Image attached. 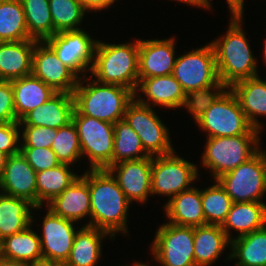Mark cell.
<instances>
[{
	"instance_id": "23",
	"label": "cell",
	"mask_w": 266,
	"mask_h": 266,
	"mask_svg": "<svg viewBox=\"0 0 266 266\" xmlns=\"http://www.w3.org/2000/svg\"><path fill=\"white\" fill-rule=\"evenodd\" d=\"M164 207L171 224L187 227L206 225L201 190L196 187H191L172 197Z\"/></svg>"
},
{
	"instance_id": "7",
	"label": "cell",
	"mask_w": 266,
	"mask_h": 266,
	"mask_svg": "<svg viewBox=\"0 0 266 266\" xmlns=\"http://www.w3.org/2000/svg\"><path fill=\"white\" fill-rule=\"evenodd\" d=\"M259 134L207 138L202 164L216 181L222 175L248 161L259 151Z\"/></svg>"
},
{
	"instance_id": "18",
	"label": "cell",
	"mask_w": 266,
	"mask_h": 266,
	"mask_svg": "<svg viewBox=\"0 0 266 266\" xmlns=\"http://www.w3.org/2000/svg\"><path fill=\"white\" fill-rule=\"evenodd\" d=\"M0 192L37 206L36 171L21 152L8 156L0 176Z\"/></svg>"
},
{
	"instance_id": "35",
	"label": "cell",
	"mask_w": 266,
	"mask_h": 266,
	"mask_svg": "<svg viewBox=\"0 0 266 266\" xmlns=\"http://www.w3.org/2000/svg\"><path fill=\"white\" fill-rule=\"evenodd\" d=\"M31 39L45 41L54 35L49 0H20Z\"/></svg>"
},
{
	"instance_id": "20",
	"label": "cell",
	"mask_w": 266,
	"mask_h": 266,
	"mask_svg": "<svg viewBox=\"0 0 266 266\" xmlns=\"http://www.w3.org/2000/svg\"><path fill=\"white\" fill-rule=\"evenodd\" d=\"M73 111V94L56 93L43 105L28 112L19 121V125L58 129L72 121Z\"/></svg>"
},
{
	"instance_id": "29",
	"label": "cell",
	"mask_w": 266,
	"mask_h": 266,
	"mask_svg": "<svg viewBox=\"0 0 266 266\" xmlns=\"http://www.w3.org/2000/svg\"><path fill=\"white\" fill-rule=\"evenodd\" d=\"M231 244L222 227L204 225L194 227V258L196 266H210L218 260L225 248Z\"/></svg>"
},
{
	"instance_id": "28",
	"label": "cell",
	"mask_w": 266,
	"mask_h": 266,
	"mask_svg": "<svg viewBox=\"0 0 266 266\" xmlns=\"http://www.w3.org/2000/svg\"><path fill=\"white\" fill-rule=\"evenodd\" d=\"M107 236L112 239L110 233L91 226L77 229L70 255L63 266H96L102 255L101 240Z\"/></svg>"
},
{
	"instance_id": "34",
	"label": "cell",
	"mask_w": 266,
	"mask_h": 266,
	"mask_svg": "<svg viewBox=\"0 0 266 266\" xmlns=\"http://www.w3.org/2000/svg\"><path fill=\"white\" fill-rule=\"evenodd\" d=\"M150 155L144 150L139 135L125 119L114 124L112 165L122 161L139 160Z\"/></svg>"
},
{
	"instance_id": "24",
	"label": "cell",
	"mask_w": 266,
	"mask_h": 266,
	"mask_svg": "<svg viewBox=\"0 0 266 266\" xmlns=\"http://www.w3.org/2000/svg\"><path fill=\"white\" fill-rule=\"evenodd\" d=\"M11 83L17 122L28 112L43 105L57 93L32 74L14 79Z\"/></svg>"
},
{
	"instance_id": "2",
	"label": "cell",
	"mask_w": 266,
	"mask_h": 266,
	"mask_svg": "<svg viewBox=\"0 0 266 266\" xmlns=\"http://www.w3.org/2000/svg\"><path fill=\"white\" fill-rule=\"evenodd\" d=\"M190 114L200 129L208 133L207 138L260 134L248 121L230 88L193 100Z\"/></svg>"
},
{
	"instance_id": "6",
	"label": "cell",
	"mask_w": 266,
	"mask_h": 266,
	"mask_svg": "<svg viewBox=\"0 0 266 266\" xmlns=\"http://www.w3.org/2000/svg\"><path fill=\"white\" fill-rule=\"evenodd\" d=\"M172 75L192 100L215 94L224 88L218 77L211 43L177 57Z\"/></svg>"
},
{
	"instance_id": "45",
	"label": "cell",
	"mask_w": 266,
	"mask_h": 266,
	"mask_svg": "<svg viewBox=\"0 0 266 266\" xmlns=\"http://www.w3.org/2000/svg\"><path fill=\"white\" fill-rule=\"evenodd\" d=\"M27 266H63V264L58 261L42 257L34 261L28 262Z\"/></svg>"
},
{
	"instance_id": "30",
	"label": "cell",
	"mask_w": 266,
	"mask_h": 266,
	"mask_svg": "<svg viewBox=\"0 0 266 266\" xmlns=\"http://www.w3.org/2000/svg\"><path fill=\"white\" fill-rule=\"evenodd\" d=\"M228 257L237 259L235 266H266V225L231 240Z\"/></svg>"
},
{
	"instance_id": "12",
	"label": "cell",
	"mask_w": 266,
	"mask_h": 266,
	"mask_svg": "<svg viewBox=\"0 0 266 266\" xmlns=\"http://www.w3.org/2000/svg\"><path fill=\"white\" fill-rule=\"evenodd\" d=\"M124 119L139 135L144 150L150 156L166 155L175 151L169 137V130L152 107L134 98L126 107Z\"/></svg>"
},
{
	"instance_id": "31",
	"label": "cell",
	"mask_w": 266,
	"mask_h": 266,
	"mask_svg": "<svg viewBox=\"0 0 266 266\" xmlns=\"http://www.w3.org/2000/svg\"><path fill=\"white\" fill-rule=\"evenodd\" d=\"M40 236L31 230H25L6 237L1 241V258L15 262L28 263L42 258Z\"/></svg>"
},
{
	"instance_id": "9",
	"label": "cell",
	"mask_w": 266,
	"mask_h": 266,
	"mask_svg": "<svg viewBox=\"0 0 266 266\" xmlns=\"http://www.w3.org/2000/svg\"><path fill=\"white\" fill-rule=\"evenodd\" d=\"M216 181L233 202H262L266 192V151L259 150L248 161Z\"/></svg>"
},
{
	"instance_id": "16",
	"label": "cell",
	"mask_w": 266,
	"mask_h": 266,
	"mask_svg": "<svg viewBox=\"0 0 266 266\" xmlns=\"http://www.w3.org/2000/svg\"><path fill=\"white\" fill-rule=\"evenodd\" d=\"M47 214L42 222V238L40 236L42 257L66 262L70 255L77 231L74 221L55 215L47 208Z\"/></svg>"
},
{
	"instance_id": "21",
	"label": "cell",
	"mask_w": 266,
	"mask_h": 266,
	"mask_svg": "<svg viewBox=\"0 0 266 266\" xmlns=\"http://www.w3.org/2000/svg\"><path fill=\"white\" fill-rule=\"evenodd\" d=\"M55 215L71 221L91 218V203L88 183L79 177L60 195L46 204Z\"/></svg>"
},
{
	"instance_id": "15",
	"label": "cell",
	"mask_w": 266,
	"mask_h": 266,
	"mask_svg": "<svg viewBox=\"0 0 266 266\" xmlns=\"http://www.w3.org/2000/svg\"><path fill=\"white\" fill-rule=\"evenodd\" d=\"M107 170L116 179L121 190L130 202H146L151 195L152 156L122 161L111 165Z\"/></svg>"
},
{
	"instance_id": "1",
	"label": "cell",
	"mask_w": 266,
	"mask_h": 266,
	"mask_svg": "<svg viewBox=\"0 0 266 266\" xmlns=\"http://www.w3.org/2000/svg\"><path fill=\"white\" fill-rule=\"evenodd\" d=\"M90 171V172H89ZM80 175L89 185L91 219L85 226L110 233L127 232L130 201L107 169H90Z\"/></svg>"
},
{
	"instance_id": "4",
	"label": "cell",
	"mask_w": 266,
	"mask_h": 266,
	"mask_svg": "<svg viewBox=\"0 0 266 266\" xmlns=\"http://www.w3.org/2000/svg\"><path fill=\"white\" fill-rule=\"evenodd\" d=\"M85 74L80 77L73 91L74 108L81 114L115 124L124 119L126 107L134 99L129 88L104 84L93 79L82 85ZM82 79V81H81Z\"/></svg>"
},
{
	"instance_id": "50",
	"label": "cell",
	"mask_w": 266,
	"mask_h": 266,
	"mask_svg": "<svg viewBox=\"0 0 266 266\" xmlns=\"http://www.w3.org/2000/svg\"><path fill=\"white\" fill-rule=\"evenodd\" d=\"M264 58H265V60H266V40H265V46H264ZM266 63V62H265Z\"/></svg>"
},
{
	"instance_id": "3",
	"label": "cell",
	"mask_w": 266,
	"mask_h": 266,
	"mask_svg": "<svg viewBox=\"0 0 266 266\" xmlns=\"http://www.w3.org/2000/svg\"><path fill=\"white\" fill-rule=\"evenodd\" d=\"M231 15L227 33L210 42L215 53L218 77L224 88H230L240 80L258 76L257 59L241 28L243 13Z\"/></svg>"
},
{
	"instance_id": "37",
	"label": "cell",
	"mask_w": 266,
	"mask_h": 266,
	"mask_svg": "<svg viewBox=\"0 0 266 266\" xmlns=\"http://www.w3.org/2000/svg\"><path fill=\"white\" fill-rule=\"evenodd\" d=\"M54 34L71 30H78L85 12L78 0H49Z\"/></svg>"
},
{
	"instance_id": "17",
	"label": "cell",
	"mask_w": 266,
	"mask_h": 266,
	"mask_svg": "<svg viewBox=\"0 0 266 266\" xmlns=\"http://www.w3.org/2000/svg\"><path fill=\"white\" fill-rule=\"evenodd\" d=\"M143 92L147 97L146 102L142 98H137L136 92ZM134 98L151 107V105L167 107L170 109L186 108L189 113L192 109L193 100L185 93L180 83L171 75L143 78L138 82V86L134 93Z\"/></svg>"
},
{
	"instance_id": "14",
	"label": "cell",
	"mask_w": 266,
	"mask_h": 266,
	"mask_svg": "<svg viewBox=\"0 0 266 266\" xmlns=\"http://www.w3.org/2000/svg\"><path fill=\"white\" fill-rule=\"evenodd\" d=\"M33 76L42 80L57 93L73 94L79 78L62 63L45 41H36L32 56Z\"/></svg>"
},
{
	"instance_id": "46",
	"label": "cell",
	"mask_w": 266,
	"mask_h": 266,
	"mask_svg": "<svg viewBox=\"0 0 266 266\" xmlns=\"http://www.w3.org/2000/svg\"><path fill=\"white\" fill-rule=\"evenodd\" d=\"M180 1L182 3L190 4L193 6H198L206 9H210L211 7L204 0H175Z\"/></svg>"
},
{
	"instance_id": "42",
	"label": "cell",
	"mask_w": 266,
	"mask_h": 266,
	"mask_svg": "<svg viewBox=\"0 0 266 266\" xmlns=\"http://www.w3.org/2000/svg\"><path fill=\"white\" fill-rule=\"evenodd\" d=\"M17 121L11 81L0 80V123Z\"/></svg>"
},
{
	"instance_id": "13",
	"label": "cell",
	"mask_w": 266,
	"mask_h": 266,
	"mask_svg": "<svg viewBox=\"0 0 266 266\" xmlns=\"http://www.w3.org/2000/svg\"><path fill=\"white\" fill-rule=\"evenodd\" d=\"M45 42L78 77L85 71H91L98 40H92L82 29L58 32Z\"/></svg>"
},
{
	"instance_id": "40",
	"label": "cell",
	"mask_w": 266,
	"mask_h": 266,
	"mask_svg": "<svg viewBox=\"0 0 266 266\" xmlns=\"http://www.w3.org/2000/svg\"><path fill=\"white\" fill-rule=\"evenodd\" d=\"M25 127V128H24ZM21 147L51 148L56 136V129L42 126H22Z\"/></svg>"
},
{
	"instance_id": "11",
	"label": "cell",
	"mask_w": 266,
	"mask_h": 266,
	"mask_svg": "<svg viewBox=\"0 0 266 266\" xmlns=\"http://www.w3.org/2000/svg\"><path fill=\"white\" fill-rule=\"evenodd\" d=\"M151 247L153 257L161 266H196L194 227L162 224Z\"/></svg>"
},
{
	"instance_id": "5",
	"label": "cell",
	"mask_w": 266,
	"mask_h": 266,
	"mask_svg": "<svg viewBox=\"0 0 266 266\" xmlns=\"http://www.w3.org/2000/svg\"><path fill=\"white\" fill-rule=\"evenodd\" d=\"M139 39L131 43L108 44L97 42L91 76L104 84L129 88L138 86Z\"/></svg>"
},
{
	"instance_id": "22",
	"label": "cell",
	"mask_w": 266,
	"mask_h": 266,
	"mask_svg": "<svg viewBox=\"0 0 266 266\" xmlns=\"http://www.w3.org/2000/svg\"><path fill=\"white\" fill-rule=\"evenodd\" d=\"M36 40L0 42V80L12 81L31 75Z\"/></svg>"
},
{
	"instance_id": "41",
	"label": "cell",
	"mask_w": 266,
	"mask_h": 266,
	"mask_svg": "<svg viewBox=\"0 0 266 266\" xmlns=\"http://www.w3.org/2000/svg\"><path fill=\"white\" fill-rule=\"evenodd\" d=\"M21 126L19 122L0 123V151L7 156H11L20 152V145H17L20 139ZM20 131H19V130Z\"/></svg>"
},
{
	"instance_id": "33",
	"label": "cell",
	"mask_w": 266,
	"mask_h": 266,
	"mask_svg": "<svg viewBox=\"0 0 266 266\" xmlns=\"http://www.w3.org/2000/svg\"><path fill=\"white\" fill-rule=\"evenodd\" d=\"M31 39L20 0H2L0 3V42Z\"/></svg>"
},
{
	"instance_id": "26",
	"label": "cell",
	"mask_w": 266,
	"mask_h": 266,
	"mask_svg": "<svg viewBox=\"0 0 266 266\" xmlns=\"http://www.w3.org/2000/svg\"><path fill=\"white\" fill-rule=\"evenodd\" d=\"M266 225V204L264 202H233L222 229L231 241L230 231H238L237 237L259 230ZM230 234V235H229Z\"/></svg>"
},
{
	"instance_id": "19",
	"label": "cell",
	"mask_w": 266,
	"mask_h": 266,
	"mask_svg": "<svg viewBox=\"0 0 266 266\" xmlns=\"http://www.w3.org/2000/svg\"><path fill=\"white\" fill-rule=\"evenodd\" d=\"M174 38L160 40L139 39V81L143 78L173 74L175 57Z\"/></svg>"
},
{
	"instance_id": "38",
	"label": "cell",
	"mask_w": 266,
	"mask_h": 266,
	"mask_svg": "<svg viewBox=\"0 0 266 266\" xmlns=\"http://www.w3.org/2000/svg\"><path fill=\"white\" fill-rule=\"evenodd\" d=\"M51 149L61 164L72 165L82 157L78 133L73 121L56 129V136Z\"/></svg>"
},
{
	"instance_id": "8",
	"label": "cell",
	"mask_w": 266,
	"mask_h": 266,
	"mask_svg": "<svg viewBox=\"0 0 266 266\" xmlns=\"http://www.w3.org/2000/svg\"><path fill=\"white\" fill-rule=\"evenodd\" d=\"M72 121L76 126L81 154L90 160V169H107L112 165L114 124L81 115L75 108Z\"/></svg>"
},
{
	"instance_id": "47",
	"label": "cell",
	"mask_w": 266,
	"mask_h": 266,
	"mask_svg": "<svg viewBox=\"0 0 266 266\" xmlns=\"http://www.w3.org/2000/svg\"><path fill=\"white\" fill-rule=\"evenodd\" d=\"M0 266H27V263L15 262V261L0 258Z\"/></svg>"
},
{
	"instance_id": "48",
	"label": "cell",
	"mask_w": 266,
	"mask_h": 266,
	"mask_svg": "<svg viewBox=\"0 0 266 266\" xmlns=\"http://www.w3.org/2000/svg\"><path fill=\"white\" fill-rule=\"evenodd\" d=\"M7 157L8 156L4 152L0 151V176L2 175L3 170L5 168Z\"/></svg>"
},
{
	"instance_id": "10",
	"label": "cell",
	"mask_w": 266,
	"mask_h": 266,
	"mask_svg": "<svg viewBox=\"0 0 266 266\" xmlns=\"http://www.w3.org/2000/svg\"><path fill=\"white\" fill-rule=\"evenodd\" d=\"M198 168L172 152L166 155L152 156L151 195L170 196L190 189L198 178ZM190 186V187H189Z\"/></svg>"
},
{
	"instance_id": "43",
	"label": "cell",
	"mask_w": 266,
	"mask_h": 266,
	"mask_svg": "<svg viewBox=\"0 0 266 266\" xmlns=\"http://www.w3.org/2000/svg\"><path fill=\"white\" fill-rule=\"evenodd\" d=\"M78 1L88 12L92 10L101 11L105 8H108L109 6L114 4V2H116V0H78Z\"/></svg>"
},
{
	"instance_id": "27",
	"label": "cell",
	"mask_w": 266,
	"mask_h": 266,
	"mask_svg": "<svg viewBox=\"0 0 266 266\" xmlns=\"http://www.w3.org/2000/svg\"><path fill=\"white\" fill-rule=\"evenodd\" d=\"M38 208L42 206H34L24 198L0 192V241L32 225L34 216L31 210Z\"/></svg>"
},
{
	"instance_id": "39",
	"label": "cell",
	"mask_w": 266,
	"mask_h": 266,
	"mask_svg": "<svg viewBox=\"0 0 266 266\" xmlns=\"http://www.w3.org/2000/svg\"><path fill=\"white\" fill-rule=\"evenodd\" d=\"M20 152L36 172L52 169L61 164L51 148L21 147Z\"/></svg>"
},
{
	"instance_id": "25",
	"label": "cell",
	"mask_w": 266,
	"mask_h": 266,
	"mask_svg": "<svg viewBox=\"0 0 266 266\" xmlns=\"http://www.w3.org/2000/svg\"><path fill=\"white\" fill-rule=\"evenodd\" d=\"M230 90L237 97L241 109L250 124L262 130L259 116H266V80H261L259 75L253 78L243 79L234 83Z\"/></svg>"
},
{
	"instance_id": "36",
	"label": "cell",
	"mask_w": 266,
	"mask_h": 266,
	"mask_svg": "<svg viewBox=\"0 0 266 266\" xmlns=\"http://www.w3.org/2000/svg\"><path fill=\"white\" fill-rule=\"evenodd\" d=\"M201 190V201L206 225L222 226L233 204L232 199L218 181Z\"/></svg>"
},
{
	"instance_id": "44",
	"label": "cell",
	"mask_w": 266,
	"mask_h": 266,
	"mask_svg": "<svg viewBox=\"0 0 266 266\" xmlns=\"http://www.w3.org/2000/svg\"><path fill=\"white\" fill-rule=\"evenodd\" d=\"M210 7V0H204ZM231 14H239L244 12V5L240 0H227Z\"/></svg>"
},
{
	"instance_id": "49",
	"label": "cell",
	"mask_w": 266,
	"mask_h": 266,
	"mask_svg": "<svg viewBox=\"0 0 266 266\" xmlns=\"http://www.w3.org/2000/svg\"><path fill=\"white\" fill-rule=\"evenodd\" d=\"M126 266H128V265H126ZM131 266V265H130ZM133 266H149V265H146V264H144V263H139L138 261L137 262H135L134 263V265Z\"/></svg>"
},
{
	"instance_id": "51",
	"label": "cell",
	"mask_w": 266,
	"mask_h": 266,
	"mask_svg": "<svg viewBox=\"0 0 266 266\" xmlns=\"http://www.w3.org/2000/svg\"><path fill=\"white\" fill-rule=\"evenodd\" d=\"M0 258H1V241H0Z\"/></svg>"
},
{
	"instance_id": "32",
	"label": "cell",
	"mask_w": 266,
	"mask_h": 266,
	"mask_svg": "<svg viewBox=\"0 0 266 266\" xmlns=\"http://www.w3.org/2000/svg\"><path fill=\"white\" fill-rule=\"evenodd\" d=\"M71 165L59 164L52 169L36 172L37 206L48 204L60 195L79 176L70 170Z\"/></svg>"
}]
</instances>
